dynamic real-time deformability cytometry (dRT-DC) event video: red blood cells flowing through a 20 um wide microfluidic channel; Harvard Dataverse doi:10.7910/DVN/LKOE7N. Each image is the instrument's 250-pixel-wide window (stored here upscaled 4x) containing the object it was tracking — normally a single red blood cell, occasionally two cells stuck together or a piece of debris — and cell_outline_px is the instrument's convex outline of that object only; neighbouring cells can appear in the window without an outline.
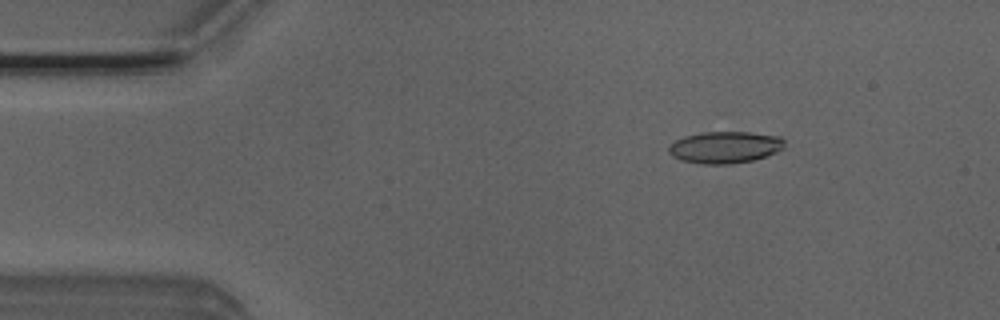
{"species": "Egyptian fruit bat (a non-hibernating species)", "species_latin": "Rousettus aegyptiacus", "temperature_condition": "room temperature", "stored_images_in_passage": 50, "camera_frame_rate_fps": 3000, "um_per_image_px": 0.085, "animal": {"sex": "male"}, "frame": {"image": 1, "passage_image": 7, "time_ms": 2.0, "image_size_px": [1000, 320], "cell_outline_px": [[784, 148], [776, 152], [752, 160], [732, 164], [704, 164], [680, 160], [672, 156], [668, 152], [668, 144], [684, 136], [700, 132], [748, 132], [780, 136], [784, 140]], "centroid_in_image_um": [61.58, 12.51], "position_along_channel_um": 23.4, "area_um2": 21.56}}
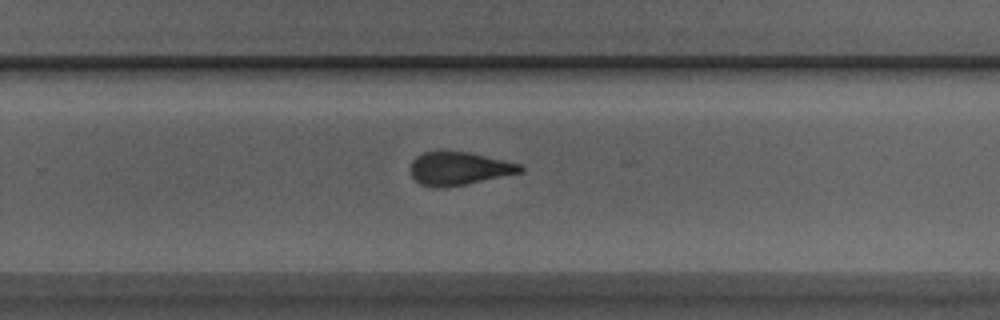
{"frame": {"image": 2, "passage_image": 32, "time_ms": 10.333, "image_size_px": [1000, 320], "cell_outline_px": [[524, 172], [464, 184], [440, 188], [436, 188], [420, 184], [412, 176], [412, 160], [416, 156], [424, 152], [468, 152], [504, 160], [520, 164], [524, 168]], "centroid_in_image_um": [39.03, 14.33], "position_along_channel_um": 290.8, "area_um2": 20.87}}
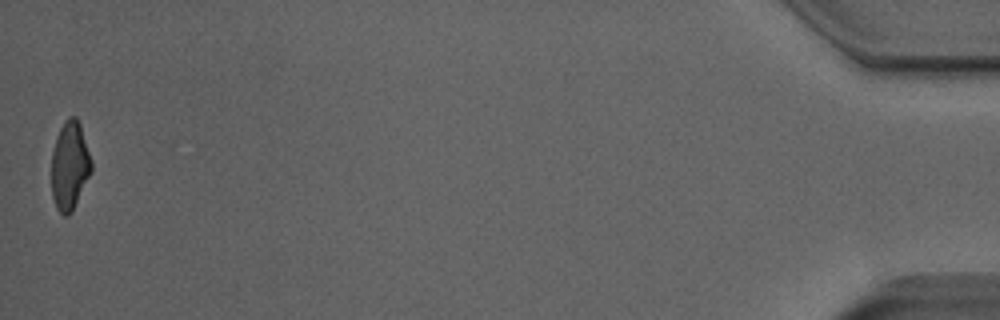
{"frame": {"image": 3, "passage_image": 50, "time_ms": 16.333, "image_size_px": [1000, 320], "cell_outline_px": [[92, 172], [72, 212], [68, 216], [64, 216], [56, 208], [52, 196], [52, 152], [56, 136], [64, 120], [68, 116], [76, 116], [80, 124], [92, 160]], "centroid_in_image_um": [5.94, 14.08], "position_along_channel_um": 429.3, "area_um2": 20.81}, "authors_computed_cell_mechanics": {"area_um2": 21.4438, "velocity_mm_per_s": 4.031, "shape_relaxation_time_tau1_ms": 9.1328, "shape_relaxation_time_tau2_ms": 2.0784, "deformation_change_tau1": 0.2271, "deformation_change_tau2": 0.1063}}